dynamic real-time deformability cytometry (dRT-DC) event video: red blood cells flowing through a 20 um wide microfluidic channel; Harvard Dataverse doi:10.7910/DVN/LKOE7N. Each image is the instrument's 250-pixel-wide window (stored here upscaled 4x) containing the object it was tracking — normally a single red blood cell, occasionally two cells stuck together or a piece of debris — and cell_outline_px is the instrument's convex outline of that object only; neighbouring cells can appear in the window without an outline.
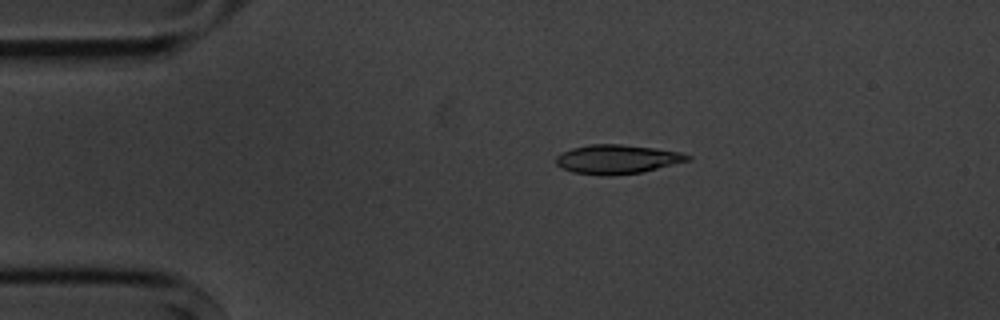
{"species": "common noctule bat (a hibernating species)", "species_latin": "Nyctalus noctula", "temperature_condition": "cold", "stored_images_in_passage": 5, "camera_frame_rate_fps": 3000, "um_per_image_px": 0.085, "animal": {"sex": "male", "body_mass_g": 20.1, "forearm_length_mm": 53.5}, "frame": {"image": 1, "passage_image": 3, "time_ms": 2.333, "image_size_px": [1000, 320], "cell_outline_px": [[692, 160], [640, 172], [608, 176], [604, 176], [572, 172], [560, 168], [556, 164], [556, 156], [560, 152], [572, 148], [588, 144], [620, 144], [656, 148], [680, 152], [692, 156]], "centroid_in_image_um": [52.43, 13.53], "position_along_channel_um": 32.6, "area_um2": 22.48}}
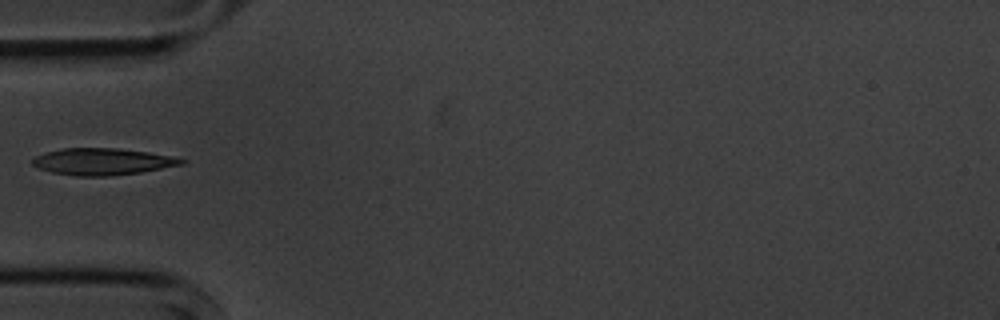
{"frame": {"image": 2, "passage_image": 5, "time_ms": 4.667, "image_size_px": [1000, 320], "cell_outline_px": [[188, 160], [184, 164], [140, 172], [108, 176], [76, 176], [52, 172], [40, 168], [32, 164], [32, 160], [36, 156], [48, 152], [64, 148], [116, 148], [148, 152]], "centroid_in_image_um": [8.71, 13.74], "position_along_channel_um": 76.3, "area_um2": 22.89}}